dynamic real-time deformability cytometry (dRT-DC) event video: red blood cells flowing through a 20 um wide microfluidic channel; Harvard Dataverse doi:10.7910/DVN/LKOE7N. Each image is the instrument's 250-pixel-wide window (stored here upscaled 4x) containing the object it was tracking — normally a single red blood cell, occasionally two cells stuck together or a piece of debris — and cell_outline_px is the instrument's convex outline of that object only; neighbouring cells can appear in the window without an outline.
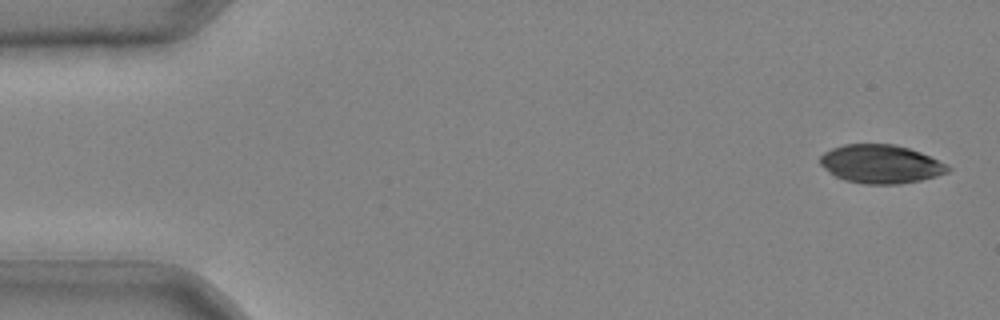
{"species": "common noctule bat (a hibernating species)", "species_latin": "Nyctalus noctula", "temperature_condition": "cold", "stored_images_in_passage": 12, "camera_frame_rate_fps": 3000, "um_per_image_px": 0.085, "animal": {"sex": "male", "body_mass_g": 20.4}, "frame": {"image": 1, "passage_image": 1, "time_ms": 0.0, "image_size_px": [1000, 320], "cell_outline_px": [[952, 168], [948, 172], [936, 176], [920, 180], [896, 184], [864, 184], [844, 180], [828, 172], [820, 164], [820, 156], [824, 152], [832, 148], [844, 144], [892, 144], [908, 148], [920, 152], [948, 164]], "centroid_in_image_um": [74.86, 13.94], "position_along_channel_um": 10.1, "area_um2": 28.67}}
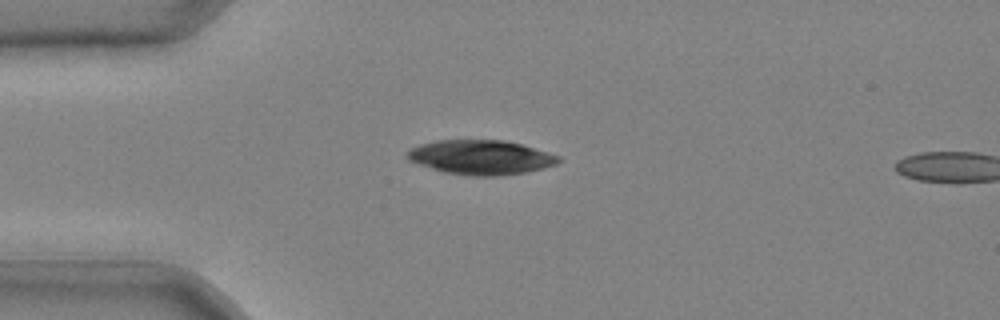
{"frame": {"image": 2, "passage_image": 10, "time_ms": 3.0, "image_size_px": [1000, 320], "cell_outline_px": [[560, 160], [556, 164], [544, 168], [528, 172], [500, 176], [468, 176], [444, 172], [408, 160], [404, 156], [408, 148], [420, 144], [436, 140], [504, 140], [520, 144], [548, 152], [560, 156]], "centroid_in_image_um": [40.84, 13.37], "position_along_channel_um": 44.2, "area_um2": 30.58}}